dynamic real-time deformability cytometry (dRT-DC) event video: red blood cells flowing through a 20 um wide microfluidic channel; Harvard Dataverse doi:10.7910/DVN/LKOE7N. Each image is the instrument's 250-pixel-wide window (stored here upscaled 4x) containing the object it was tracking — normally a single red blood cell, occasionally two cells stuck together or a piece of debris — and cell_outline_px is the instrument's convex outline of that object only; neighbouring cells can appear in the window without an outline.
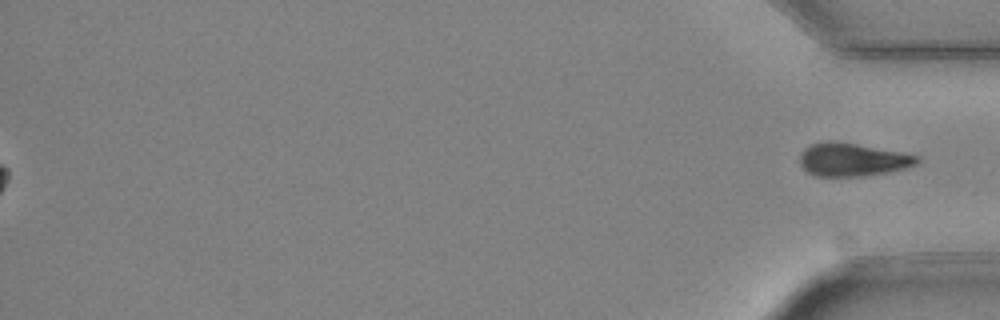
{"species": "Egyptian fruit bat (a non-hibernating species)", "species_latin": "Rousettus aegyptiacus", "temperature_condition": "cold", "stored_images_in_passage": 50, "segment_of_instrument_passage": [2, 2], "camera_frame_rate_fps": 3000, "um_per_image_px": 0.085, "animal": {"sex": "female"}, "frame": {"image": 1, "passage_image": 50, "time_ms": 16.333, "image_size_px": [1000, 320], "cell_outline_px": [[920, 164], [888, 172], [860, 176], [816, 176], [808, 172], [800, 164], [800, 152], [804, 148], [812, 144], [832, 140], [856, 144], [920, 156]], "centroid_in_image_um": [72.46, 13.57], "position_along_channel_um": 362.7, "area_um2": 22.48}}